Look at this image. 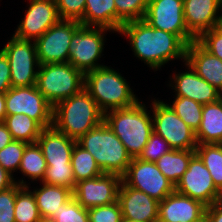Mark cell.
Returning a JSON list of instances; mask_svg holds the SVG:
<instances>
[{"mask_svg":"<svg viewBox=\"0 0 222 222\" xmlns=\"http://www.w3.org/2000/svg\"><path fill=\"white\" fill-rule=\"evenodd\" d=\"M128 37L135 56L156 71L170 60L186 61L187 44L175 34L151 27L143 19L124 23L119 31Z\"/></svg>","mask_w":222,"mask_h":222,"instance_id":"1","label":"cell"},{"mask_svg":"<svg viewBox=\"0 0 222 222\" xmlns=\"http://www.w3.org/2000/svg\"><path fill=\"white\" fill-rule=\"evenodd\" d=\"M103 121L104 113L85 89L53 107L52 126L76 141Z\"/></svg>","mask_w":222,"mask_h":222,"instance_id":"2","label":"cell"},{"mask_svg":"<svg viewBox=\"0 0 222 222\" xmlns=\"http://www.w3.org/2000/svg\"><path fill=\"white\" fill-rule=\"evenodd\" d=\"M145 104L114 109L104 114V121L124 144L127 153L136 158L144 149L153 131V119Z\"/></svg>","mask_w":222,"mask_h":222,"instance_id":"3","label":"cell"},{"mask_svg":"<svg viewBox=\"0 0 222 222\" xmlns=\"http://www.w3.org/2000/svg\"><path fill=\"white\" fill-rule=\"evenodd\" d=\"M84 89L104 114L133 106L139 101L127 80L108 66L85 73Z\"/></svg>","mask_w":222,"mask_h":222,"instance_id":"4","label":"cell"},{"mask_svg":"<svg viewBox=\"0 0 222 222\" xmlns=\"http://www.w3.org/2000/svg\"><path fill=\"white\" fill-rule=\"evenodd\" d=\"M77 143L93 155L103 173L122 177L132 160L124 144L105 121L86 132Z\"/></svg>","mask_w":222,"mask_h":222,"instance_id":"5","label":"cell"},{"mask_svg":"<svg viewBox=\"0 0 222 222\" xmlns=\"http://www.w3.org/2000/svg\"><path fill=\"white\" fill-rule=\"evenodd\" d=\"M85 74L69 62L40 64L36 87L54 107L84 89Z\"/></svg>","mask_w":222,"mask_h":222,"instance_id":"6","label":"cell"},{"mask_svg":"<svg viewBox=\"0 0 222 222\" xmlns=\"http://www.w3.org/2000/svg\"><path fill=\"white\" fill-rule=\"evenodd\" d=\"M153 131L163 137L172 149L195 150V131L189 127L169 106L161 101H152Z\"/></svg>","mask_w":222,"mask_h":222,"instance_id":"7","label":"cell"},{"mask_svg":"<svg viewBox=\"0 0 222 222\" xmlns=\"http://www.w3.org/2000/svg\"><path fill=\"white\" fill-rule=\"evenodd\" d=\"M107 28L81 26L70 42L69 63L84 74L103 67L97 63L104 50V33Z\"/></svg>","mask_w":222,"mask_h":222,"instance_id":"8","label":"cell"},{"mask_svg":"<svg viewBox=\"0 0 222 222\" xmlns=\"http://www.w3.org/2000/svg\"><path fill=\"white\" fill-rule=\"evenodd\" d=\"M10 63L11 86L36 85L39 61L35 41L24 40L12 35L1 49ZM37 70H35V67Z\"/></svg>","mask_w":222,"mask_h":222,"instance_id":"9","label":"cell"},{"mask_svg":"<svg viewBox=\"0 0 222 222\" xmlns=\"http://www.w3.org/2000/svg\"><path fill=\"white\" fill-rule=\"evenodd\" d=\"M5 97L7 115L25 114L43 128L52 126L53 106L39 92L36 85L11 87Z\"/></svg>","mask_w":222,"mask_h":222,"instance_id":"10","label":"cell"},{"mask_svg":"<svg viewBox=\"0 0 222 222\" xmlns=\"http://www.w3.org/2000/svg\"><path fill=\"white\" fill-rule=\"evenodd\" d=\"M122 182L134 189L143 191L148 196L162 201L175 191V185L158 169L156 163L132 158Z\"/></svg>","mask_w":222,"mask_h":222,"instance_id":"11","label":"cell"},{"mask_svg":"<svg viewBox=\"0 0 222 222\" xmlns=\"http://www.w3.org/2000/svg\"><path fill=\"white\" fill-rule=\"evenodd\" d=\"M73 20H59L36 41L39 64L67 63L73 34L81 27Z\"/></svg>","mask_w":222,"mask_h":222,"instance_id":"12","label":"cell"},{"mask_svg":"<svg viewBox=\"0 0 222 222\" xmlns=\"http://www.w3.org/2000/svg\"><path fill=\"white\" fill-rule=\"evenodd\" d=\"M143 20L153 28L178 35L187 45L196 40L184 21L183 0H149Z\"/></svg>","mask_w":222,"mask_h":222,"instance_id":"13","label":"cell"},{"mask_svg":"<svg viewBox=\"0 0 222 222\" xmlns=\"http://www.w3.org/2000/svg\"><path fill=\"white\" fill-rule=\"evenodd\" d=\"M175 190L206 206L221 201L222 197V193L213 183L210 172L196 153L191 157L187 171L175 185Z\"/></svg>","mask_w":222,"mask_h":222,"instance_id":"14","label":"cell"},{"mask_svg":"<svg viewBox=\"0 0 222 222\" xmlns=\"http://www.w3.org/2000/svg\"><path fill=\"white\" fill-rule=\"evenodd\" d=\"M121 182L119 175L103 173L77 182L72 194L85 209L109 205L117 201Z\"/></svg>","mask_w":222,"mask_h":222,"instance_id":"15","label":"cell"},{"mask_svg":"<svg viewBox=\"0 0 222 222\" xmlns=\"http://www.w3.org/2000/svg\"><path fill=\"white\" fill-rule=\"evenodd\" d=\"M29 2L25 16L13 35L20 39L36 41L56 24L60 17L55 0H29Z\"/></svg>","mask_w":222,"mask_h":222,"instance_id":"16","label":"cell"},{"mask_svg":"<svg viewBox=\"0 0 222 222\" xmlns=\"http://www.w3.org/2000/svg\"><path fill=\"white\" fill-rule=\"evenodd\" d=\"M219 10L222 12V0H183L188 31L197 39L203 32L220 26L222 13Z\"/></svg>","mask_w":222,"mask_h":222,"instance_id":"17","label":"cell"},{"mask_svg":"<svg viewBox=\"0 0 222 222\" xmlns=\"http://www.w3.org/2000/svg\"><path fill=\"white\" fill-rule=\"evenodd\" d=\"M206 205L176 190L158 204V222H199L206 216Z\"/></svg>","mask_w":222,"mask_h":222,"instance_id":"18","label":"cell"},{"mask_svg":"<svg viewBox=\"0 0 222 222\" xmlns=\"http://www.w3.org/2000/svg\"><path fill=\"white\" fill-rule=\"evenodd\" d=\"M123 219L140 222H158L159 202L143 191L134 189L121 182L118 199Z\"/></svg>","mask_w":222,"mask_h":222,"instance_id":"19","label":"cell"},{"mask_svg":"<svg viewBox=\"0 0 222 222\" xmlns=\"http://www.w3.org/2000/svg\"><path fill=\"white\" fill-rule=\"evenodd\" d=\"M185 65L189 71L173 75L172 84L175 85L170 83L171 89L175 90V97H186L201 105L213 103L222 98L220 91L201 78L186 62Z\"/></svg>","mask_w":222,"mask_h":222,"instance_id":"20","label":"cell"},{"mask_svg":"<svg viewBox=\"0 0 222 222\" xmlns=\"http://www.w3.org/2000/svg\"><path fill=\"white\" fill-rule=\"evenodd\" d=\"M188 65L210 85L222 93V60L205 50L196 40L187 45Z\"/></svg>","mask_w":222,"mask_h":222,"instance_id":"21","label":"cell"},{"mask_svg":"<svg viewBox=\"0 0 222 222\" xmlns=\"http://www.w3.org/2000/svg\"><path fill=\"white\" fill-rule=\"evenodd\" d=\"M76 142L51 126L42 130L36 143L40 146L47 165H65L71 163Z\"/></svg>","mask_w":222,"mask_h":222,"instance_id":"22","label":"cell"},{"mask_svg":"<svg viewBox=\"0 0 222 222\" xmlns=\"http://www.w3.org/2000/svg\"><path fill=\"white\" fill-rule=\"evenodd\" d=\"M195 136L197 144H222V98L203 105L201 124Z\"/></svg>","mask_w":222,"mask_h":222,"instance_id":"23","label":"cell"},{"mask_svg":"<svg viewBox=\"0 0 222 222\" xmlns=\"http://www.w3.org/2000/svg\"><path fill=\"white\" fill-rule=\"evenodd\" d=\"M82 26L107 28L116 31L114 0H86Z\"/></svg>","mask_w":222,"mask_h":222,"instance_id":"24","label":"cell"},{"mask_svg":"<svg viewBox=\"0 0 222 222\" xmlns=\"http://www.w3.org/2000/svg\"><path fill=\"white\" fill-rule=\"evenodd\" d=\"M43 186L33 190L39 214L43 220H48L60 206L72 196V191L66 187L49 185L41 182Z\"/></svg>","mask_w":222,"mask_h":222,"instance_id":"25","label":"cell"},{"mask_svg":"<svg viewBox=\"0 0 222 222\" xmlns=\"http://www.w3.org/2000/svg\"><path fill=\"white\" fill-rule=\"evenodd\" d=\"M195 150L172 149L162 155L155 163L162 174L176 185L187 171Z\"/></svg>","mask_w":222,"mask_h":222,"instance_id":"26","label":"cell"},{"mask_svg":"<svg viewBox=\"0 0 222 222\" xmlns=\"http://www.w3.org/2000/svg\"><path fill=\"white\" fill-rule=\"evenodd\" d=\"M3 123L14 140L28 144L36 143L44 129L37 121L25 114L6 115Z\"/></svg>","mask_w":222,"mask_h":222,"instance_id":"27","label":"cell"},{"mask_svg":"<svg viewBox=\"0 0 222 222\" xmlns=\"http://www.w3.org/2000/svg\"><path fill=\"white\" fill-rule=\"evenodd\" d=\"M71 165L76 183L81 180L93 179L103 174L93 155L77 142L72 151Z\"/></svg>","mask_w":222,"mask_h":222,"instance_id":"28","label":"cell"},{"mask_svg":"<svg viewBox=\"0 0 222 222\" xmlns=\"http://www.w3.org/2000/svg\"><path fill=\"white\" fill-rule=\"evenodd\" d=\"M46 160L37 143L28 144L25 147L21 164L18 170L29 179L42 181L46 173Z\"/></svg>","mask_w":222,"mask_h":222,"instance_id":"29","label":"cell"},{"mask_svg":"<svg viewBox=\"0 0 222 222\" xmlns=\"http://www.w3.org/2000/svg\"><path fill=\"white\" fill-rule=\"evenodd\" d=\"M195 153L210 172L216 188L222 193V144H198Z\"/></svg>","mask_w":222,"mask_h":222,"instance_id":"30","label":"cell"},{"mask_svg":"<svg viewBox=\"0 0 222 222\" xmlns=\"http://www.w3.org/2000/svg\"><path fill=\"white\" fill-rule=\"evenodd\" d=\"M15 222H41L38 207L33 192L29 190V186H22L16 194Z\"/></svg>","mask_w":222,"mask_h":222,"instance_id":"31","label":"cell"},{"mask_svg":"<svg viewBox=\"0 0 222 222\" xmlns=\"http://www.w3.org/2000/svg\"><path fill=\"white\" fill-rule=\"evenodd\" d=\"M149 0H114L116 6V32L129 21L144 18Z\"/></svg>","mask_w":222,"mask_h":222,"instance_id":"32","label":"cell"},{"mask_svg":"<svg viewBox=\"0 0 222 222\" xmlns=\"http://www.w3.org/2000/svg\"><path fill=\"white\" fill-rule=\"evenodd\" d=\"M169 106L195 132L198 130L202 120L203 105L186 97H175Z\"/></svg>","mask_w":222,"mask_h":222,"instance_id":"33","label":"cell"},{"mask_svg":"<svg viewBox=\"0 0 222 222\" xmlns=\"http://www.w3.org/2000/svg\"><path fill=\"white\" fill-rule=\"evenodd\" d=\"M49 222H89L88 209H85L72 196L47 220Z\"/></svg>","mask_w":222,"mask_h":222,"instance_id":"34","label":"cell"},{"mask_svg":"<svg viewBox=\"0 0 222 222\" xmlns=\"http://www.w3.org/2000/svg\"><path fill=\"white\" fill-rule=\"evenodd\" d=\"M42 182L49 185L66 187L73 192L76 182L71 163H65V165H47Z\"/></svg>","mask_w":222,"mask_h":222,"instance_id":"35","label":"cell"},{"mask_svg":"<svg viewBox=\"0 0 222 222\" xmlns=\"http://www.w3.org/2000/svg\"><path fill=\"white\" fill-rule=\"evenodd\" d=\"M27 145L28 143L13 140L0 150V165L10 174L19 169Z\"/></svg>","mask_w":222,"mask_h":222,"instance_id":"36","label":"cell"},{"mask_svg":"<svg viewBox=\"0 0 222 222\" xmlns=\"http://www.w3.org/2000/svg\"><path fill=\"white\" fill-rule=\"evenodd\" d=\"M22 186H28L21 179L9 189L0 192V222H15L14 209L17 191Z\"/></svg>","mask_w":222,"mask_h":222,"instance_id":"37","label":"cell"},{"mask_svg":"<svg viewBox=\"0 0 222 222\" xmlns=\"http://www.w3.org/2000/svg\"><path fill=\"white\" fill-rule=\"evenodd\" d=\"M170 150H172V148L168 142L153 132L137 158L155 163L162 155L168 153Z\"/></svg>","mask_w":222,"mask_h":222,"instance_id":"38","label":"cell"},{"mask_svg":"<svg viewBox=\"0 0 222 222\" xmlns=\"http://www.w3.org/2000/svg\"><path fill=\"white\" fill-rule=\"evenodd\" d=\"M89 222H122V210L118 201L88 209Z\"/></svg>","mask_w":222,"mask_h":222,"instance_id":"39","label":"cell"},{"mask_svg":"<svg viewBox=\"0 0 222 222\" xmlns=\"http://www.w3.org/2000/svg\"><path fill=\"white\" fill-rule=\"evenodd\" d=\"M61 20L80 22L83 19L86 0H55Z\"/></svg>","mask_w":222,"mask_h":222,"instance_id":"40","label":"cell"},{"mask_svg":"<svg viewBox=\"0 0 222 222\" xmlns=\"http://www.w3.org/2000/svg\"><path fill=\"white\" fill-rule=\"evenodd\" d=\"M196 41L209 53L222 60V27L203 32Z\"/></svg>","mask_w":222,"mask_h":222,"instance_id":"41","label":"cell"},{"mask_svg":"<svg viewBox=\"0 0 222 222\" xmlns=\"http://www.w3.org/2000/svg\"><path fill=\"white\" fill-rule=\"evenodd\" d=\"M11 87L10 63L4 52L0 50V93H7Z\"/></svg>","mask_w":222,"mask_h":222,"instance_id":"42","label":"cell"},{"mask_svg":"<svg viewBox=\"0 0 222 222\" xmlns=\"http://www.w3.org/2000/svg\"><path fill=\"white\" fill-rule=\"evenodd\" d=\"M206 218L209 222H222V202L218 201L206 207Z\"/></svg>","mask_w":222,"mask_h":222,"instance_id":"43","label":"cell"},{"mask_svg":"<svg viewBox=\"0 0 222 222\" xmlns=\"http://www.w3.org/2000/svg\"><path fill=\"white\" fill-rule=\"evenodd\" d=\"M15 180L13 174H10L0 165V192L15 185L17 183Z\"/></svg>","mask_w":222,"mask_h":222,"instance_id":"44","label":"cell"},{"mask_svg":"<svg viewBox=\"0 0 222 222\" xmlns=\"http://www.w3.org/2000/svg\"><path fill=\"white\" fill-rule=\"evenodd\" d=\"M14 139L3 122H0V150L12 142Z\"/></svg>","mask_w":222,"mask_h":222,"instance_id":"45","label":"cell"},{"mask_svg":"<svg viewBox=\"0 0 222 222\" xmlns=\"http://www.w3.org/2000/svg\"><path fill=\"white\" fill-rule=\"evenodd\" d=\"M5 102H6L5 93H0V122H4V119L7 115Z\"/></svg>","mask_w":222,"mask_h":222,"instance_id":"46","label":"cell"},{"mask_svg":"<svg viewBox=\"0 0 222 222\" xmlns=\"http://www.w3.org/2000/svg\"><path fill=\"white\" fill-rule=\"evenodd\" d=\"M122 222H140V221L130 220V219H122Z\"/></svg>","mask_w":222,"mask_h":222,"instance_id":"47","label":"cell"},{"mask_svg":"<svg viewBox=\"0 0 222 222\" xmlns=\"http://www.w3.org/2000/svg\"><path fill=\"white\" fill-rule=\"evenodd\" d=\"M199 222H209V220L206 218V216L202 219V220H200Z\"/></svg>","mask_w":222,"mask_h":222,"instance_id":"48","label":"cell"}]
</instances>
